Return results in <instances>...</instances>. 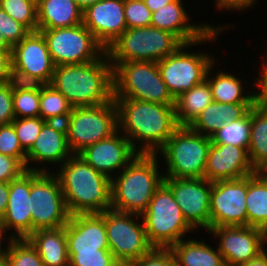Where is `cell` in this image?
<instances>
[{
    "instance_id": "7c38bea8",
    "label": "cell",
    "mask_w": 267,
    "mask_h": 266,
    "mask_svg": "<svg viewBox=\"0 0 267 266\" xmlns=\"http://www.w3.org/2000/svg\"><path fill=\"white\" fill-rule=\"evenodd\" d=\"M141 215L109 209L105 211V228L109 250L121 264L130 266L153 247L147 240Z\"/></svg>"
},
{
    "instance_id": "4fadbf2b",
    "label": "cell",
    "mask_w": 267,
    "mask_h": 266,
    "mask_svg": "<svg viewBox=\"0 0 267 266\" xmlns=\"http://www.w3.org/2000/svg\"><path fill=\"white\" fill-rule=\"evenodd\" d=\"M37 31L43 34L55 66L93 62L106 52L83 24Z\"/></svg>"
},
{
    "instance_id": "52a82bcc",
    "label": "cell",
    "mask_w": 267,
    "mask_h": 266,
    "mask_svg": "<svg viewBox=\"0 0 267 266\" xmlns=\"http://www.w3.org/2000/svg\"><path fill=\"white\" fill-rule=\"evenodd\" d=\"M182 44L176 35L153 26L127 28L106 53L110 63L158 62L174 53Z\"/></svg>"
},
{
    "instance_id": "d4e9b609",
    "label": "cell",
    "mask_w": 267,
    "mask_h": 266,
    "mask_svg": "<svg viewBox=\"0 0 267 266\" xmlns=\"http://www.w3.org/2000/svg\"><path fill=\"white\" fill-rule=\"evenodd\" d=\"M254 104L212 101L188 127L196 133L212 138L225 123L243 118Z\"/></svg>"
},
{
    "instance_id": "b9f144b4",
    "label": "cell",
    "mask_w": 267,
    "mask_h": 266,
    "mask_svg": "<svg viewBox=\"0 0 267 266\" xmlns=\"http://www.w3.org/2000/svg\"><path fill=\"white\" fill-rule=\"evenodd\" d=\"M6 84L13 92L17 91H41L46 85L39 78L14 67L12 64L8 69Z\"/></svg>"
},
{
    "instance_id": "ee69618b",
    "label": "cell",
    "mask_w": 267,
    "mask_h": 266,
    "mask_svg": "<svg viewBox=\"0 0 267 266\" xmlns=\"http://www.w3.org/2000/svg\"><path fill=\"white\" fill-rule=\"evenodd\" d=\"M130 266H180L170 248H152Z\"/></svg>"
},
{
    "instance_id": "db71d44e",
    "label": "cell",
    "mask_w": 267,
    "mask_h": 266,
    "mask_svg": "<svg viewBox=\"0 0 267 266\" xmlns=\"http://www.w3.org/2000/svg\"><path fill=\"white\" fill-rule=\"evenodd\" d=\"M82 10H85L87 7L95 4L99 0H73Z\"/></svg>"
},
{
    "instance_id": "f5cc1de1",
    "label": "cell",
    "mask_w": 267,
    "mask_h": 266,
    "mask_svg": "<svg viewBox=\"0 0 267 266\" xmlns=\"http://www.w3.org/2000/svg\"><path fill=\"white\" fill-rule=\"evenodd\" d=\"M174 0H145L146 6L150 9L151 12H155L158 9L162 8L164 5H167Z\"/></svg>"
},
{
    "instance_id": "cb8c5ba5",
    "label": "cell",
    "mask_w": 267,
    "mask_h": 266,
    "mask_svg": "<svg viewBox=\"0 0 267 266\" xmlns=\"http://www.w3.org/2000/svg\"><path fill=\"white\" fill-rule=\"evenodd\" d=\"M182 0H174L162 8L152 12L151 26L176 35L183 43H192L203 38L211 29L223 30L227 26H213L204 24H189Z\"/></svg>"
},
{
    "instance_id": "5b68a950",
    "label": "cell",
    "mask_w": 267,
    "mask_h": 266,
    "mask_svg": "<svg viewBox=\"0 0 267 266\" xmlns=\"http://www.w3.org/2000/svg\"><path fill=\"white\" fill-rule=\"evenodd\" d=\"M111 64L113 98L175 105V99L161 78L157 62L127 61Z\"/></svg>"
},
{
    "instance_id": "484cf974",
    "label": "cell",
    "mask_w": 267,
    "mask_h": 266,
    "mask_svg": "<svg viewBox=\"0 0 267 266\" xmlns=\"http://www.w3.org/2000/svg\"><path fill=\"white\" fill-rule=\"evenodd\" d=\"M37 30L68 28L83 21V10L73 0H37Z\"/></svg>"
},
{
    "instance_id": "d6a6232c",
    "label": "cell",
    "mask_w": 267,
    "mask_h": 266,
    "mask_svg": "<svg viewBox=\"0 0 267 266\" xmlns=\"http://www.w3.org/2000/svg\"><path fill=\"white\" fill-rule=\"evenodd\" d=\"M39 116L50 122L65 123L73 106L66 97L51 84H46L40 91Z\"/></svg>"
},
{
    "instance_id": "603a6c76",
    "label": "cell",
    "mask_w": 267,
    "mask_h": 266,
    "mask_svg": "<svg viewBox=\"0 0 267 266\" xmlns=\"http://www.w3.org/2000/svg\"><path fill=\"white\" fill-rule=\"evenodd\" d=\"M30 190L31 171L9 182L8 206L1 221L5 231L15 230L10 238L24 239L32 234Z\"/></svg>"
},
{
    "instance_id": "c3c4849f",
    "label": "cell",
    "mask_w": 267,
    "mask_h": 266,
    "mask_svg": "<svg viewBox=\"0 0 267 266\" xmlns=\"http://www.w3.org/2000/svg\"><path fill=\"white\" fill-rule=\"evenodd\" d=\"M216 8L219 10L227 9V10H244L251 8L257 0H215Z\"/></svg>"
},
{
    "instance_id": "83f0119b",
    "label": "cell",
    "mask_w": 267,
    "mask_h": 266,
    "mask_svg": "<svg viewBox=\"0 0 267 266\" xmlns=\"http://www.w3.org/2000/svg\"><path fill=\"white\" fill-rule=\"evenodd\" d=\"M247 226L267 233V176L261 171L247 176Z\"/></svg>"
},
{
    "instance_id": "277c9868",
    "label": "cell",
    "mask_w": 267,
    "mask_h": 266,
    "mask_svg": "<svg viewBox=\"0 0 267 266\" xmlns=\"http://www.w3.org/2000/svg\"><path fill=\"white\" fill-rule=\"evenodd\" d=\"M157 156L138 153L120 175L111 179V209L138 215L147 209L154 192L164 182Z\"/></svg>"
},
{
    "instance_id": "74e56055",
    "label": "cell",
    "mask_w": 267,
    "mask_h": 266,
    "mask_svg": "<svg viewBox=\"0 0 267 266\" xmlns=\"http://www.w3.org/2000/svg\"><path fill=\"white\" fill-rule=\"evenodd\" d=\"M45 122L40 116L35 118H15L11 122L25 152L31 148Z\"/></svg>"
},
{
    "instance_id": "2e32d148",
    "label": "cell",
    "mask_w": 267,
    "mask_h": 266,
    "mask_svg": "<svg viewBox=\"0 0 267 266\" xmlns=\"http://www.w3.org/2000/svg\"><path fill=\"white\" fill-rule=\"evenodd\" d=\"M208 231L219 239L217 248L226 266H241L266 250L267 233L257 227L220 226Z\"/></svg>"
},
{
    "instance_id": "3957f363",
    "label": "cell",
    "mask_w": 267,
    "mask_h": 266,
    "mask_svg": "<svg viewBox=\"0 0 267 266\" xmlns=\"http://www.w3.org/2000/svg\"><path fill=\"white\" fill-rule=\"evenodd\" d=\"M57 172L70 215L103 213L111 209V179L78 154L68 158Z\"/></svg>"
},
{
    "instance_id": "d590c367",
    "label": "cell",
    "mask_w": 267,
    "mask_h": 266,
    "mask_svg": "<svg viewBox=\"0 0 267 266\" xmlns=\"http://www.w3.org/2000/svg\"><path fill=\"white\" fill-rule=\"evenodd\" d=\"M0 8L31 32L37 31V0H0Z\"/></svg>"
},
{
    "instance_id": "6da1fadb",
    "label": "cell",
    "mask_w": 267,
    "mask_h": 266,
    "mask_svg": "<svg viewBox=\"0 0 267 266\" xmlns=\"http://www.w3.org/2000/svg\"><path fill=\"white\" fill-rule=\"evenodd\" d=\"M113 99L117 107L118 130L130 140L138 153L156 154L180 127L174 105L130 98Z\"/></svg>"
},
{
    "instance_id": "8992f818",
    "label": "cell",
    "mask_w": 267,
    "mask_h": 266,
    "mask_svg": "<svg viewBox=\"0 0 267 266\" xmlns=\"http://www.w3.org/2000/svg\"><path fill=\"white\" fill-rule=\"evenodd\" d=\"M148 242L153 248H171L194 230L184 218L171 190L163 183L141 214Z\"/></svg>"
},
{
    "instance_id": "f546056e",
    "label": "cell",
    "mask_w": 267,
    "mask_h": 266,
    "mask_svg": "<svg viewBox=\"0 0 267 266\" xmlns=\"http://www.w3.org/2000/svg\"><path fill=\"white\" fill-rule=\"evenodd\" d=\"M170 249L180 266H226L218 248L215 250L205 241L183 239Z\"/></svg>"
},
{
    "instance_id": "ab89813d",
    "label": "cell",
    "mask_w": 267,
    "mask_h": 266,
    "mask_svg": "<svg viewBox=\"0 0 267 266\" xmlns=\"http://www.w3.org/2000/svg\"><path fill=\"white\" fill-rule=\"evenodd\" d=\"M69 266H120L109 249H99L97 252L68 253Z\"/></svg>"
},
{
    "instance_id": "4316f807",
    "label": "cell",
    "mask_w": 267,
    "mask_h": 266,
    "mask_svg": "<svg viewBox=\"0 0 267 266\" xmlns=\"http://www.w3.org/2000/svg\"><path fill=\"white\" fill-rule=\"evenodd\" d=\"M43 266H69L65 226L34 231L28 238Z\"/></svg>"
},
{
    "instance_id": "60d3db41",
    "label": "cell",
    "mask_w": 267,
    "mask_h": 266,
    "mask_svg": "<svg viewBox=\"0 0 267 266\" xmlns=\"http://www.w3.org/2000/svg\"><path fill=\"white\" fill-rule=\"evenodd\" d=\"M127 28L151 26L152 12L142 0H124Z\"/></svg>"
},
{
    "instance_id": "1f68e13d",
    "label": "cell",
    "mask_w": 267,
    "mask_h": 266,
    "mask_svg": "<svg viewBox=\"0 0 267 266\" xmlns=\"http://www.w3.org/2000/svg\"><path fill=\"white\" fill-rule=\"evenodd\" d=\"M215 63L209 68L206 80L208 81L213 101L219 103H255L252 91L250 94L244 95L242 81L230 73L217 72L215 76H211V70Z\"/></svg>"
},
{
    "instance_id": "9c48e42d",
    "label": "cell",
    "mask_w": 267,
    "mask_h": 266,
    "mask_svg": "<svg viewBox=\"0 0 267 266\" xmlns=\"http://www.w3.org/2000/svg\"><path fill=\"white\" fill-rule=\"evenodd\" d=\"M212 139L180 126L156 152L165 158L164 177L204 178V169Z\"/></svg>"
},
{
    "instance_id": "4dcf8cb0",
    "label": "cell",
    "mask_w": 267,
    "mask_h": 266,
    "mask_svg": "<svg viewBox=\"0 0 267 266\" xmlns=\"http://www.w3.org/2000/svg\"><path fill=\"white\" fill-rule=\"evenodd\" d=\"M248 155L256 171L267 166V105L255 103L251 107Z\"/></svg>"
},
{
    "instance_id": "680465c9",
    "label": "cell",
    "mask_w": 267,
    "mask_h": 266,
    "mask_svg": "<svg viewBox=\"0 0 267 266\" xmlns=\"http://www.w3.org/2000/svg\"><path fill=\"white\" fill-rule=\"evenodd\" d=\"M265 176H267V166L261 171Z\"/></svg>"
},
{
    "instance_id": "6f0895ef",
    "label": "cell",
    "mask_w": 267,
    "mask_h": 266,
    "mask_svg": "<svg viewBox=\"0 0 267 266\" xmlns=\"http://www.w3.org/2000/svg\"><path fill=\"white\" fill-rule=\"evenodd\" d=\"M0 266H9V264L6 260V257L4 255L0 256Z\"/></svg>"
},
{
    "instance_id": "f35d334b",
    "label": "cell",
    "mask_w": 267,
    "mask_h": 266,
    "mask_svg": "<svg viewBox=\"0 0 267 266\" xmlns=\"http://www.w3.org/2000/svg\"><path fill=\"white\" fill-rule=\"evenodd\" d=\"M0 153L18 159L26 168V152L12 123L0 126Z\"/></svg>"
},
{
    "instance_id": "836d02e7",
    "label": "cell",
    "mask_w": 267,
    "mask_h": 266,
    "mask_svg": "<svg viewBox=\"0 0 267 266\" xmlns=\"http://www.w3.org/2000/svg\"><path fill=\"white\" fill-rule=\"evenodd\" d=\"M250 126L251 108L243 118L229 121L219 128V130L211 138L212 142L248 148Z\"/></svg>"
},
{
    "instance_id": "e0dca14e",
    "label": "cell",
    "mask_w": 267,
    "mask_h": 266,
    "mask_svg": "<svg viewBox=\"0 0 267 266\" xmlns=\"http://www.w3.org/2000/svg\"><path fill=\"white\" fill-rule=\"evenodd\" d=\"M119 133L117 130L110 137L89 145L78 153L86 163L110 179L113 178L112 172L123 170L138 154L130 140Z\"/></svg>"
},
{
    "instance_id": "ffe728a7",
    "label": "cell",
    "mask_w": 267,
    "mask_h": 266,
    "mask_svg": "<svg viewBox=\"0 0 267 266\" xmlns=\"http://www.w3.org/2000/svg\"><path fill=\"white\" fill-rule=\"evenodd\" d=\"M11 64L26 73L50 84L55 64L49 53L47 42L39 31L30 32L12 47Z\"/></svg>"
},
{
    "instance_id": "8d00e7d4",
    "label": "cell",
    "mask_w": 267,
    "mask_h": 266,
    "mask_svg": "<svg viewBox=\"0 0 267 266\" xmlns=\"http://www.w3.org/2000/svg\"><path fill=\"white\" fill-rule=\"evenodd\" d=\"M40 91L13 92L15 118H35L40 112Z\"/></svg>"
},
{
    "instance_id": "681fc988",
    "label": "cell",
    "mask_w": 267,
    "mask_h": 266,
    "mask_svg": "<svg viewBox=\"0 0 267 266\" xmlns=\"http://www.w3.org/2000/svg\"><path fill=\"white\" fill-rule=\"evenodd\" d=\"M10 65L11 51H0V84L6 83Z\"/></svg>"
},
{
    "instance_id": "5bb4252c",
    "label": "cell",
    "mask_w": 267,
    "mask_h": 266,
    "mask_svg": "<svg viewBox=\"0 0 267 266\" xmlns=\"http://www.w3.org/2000/svg\"><path fill=\"white\" fill-rule=\"evenodd\" d=\"M247 176L212 182L210 228L247 226Z\"/></svg>"
},
{
    "instance_id": "ac0fdd59",
    "label": "cell",
    "mask_w": 267,
    "mask_h": 266,
    "mask_svg": "<svg viewBox=\"0 0 267 266\" xmlns=\"http://www.w3.org/2000/svg\"><path fill=\"white\" fill-rule=\"evenodd\" d=\"M82 24L107 50L127 29L124 0H99L83 10Z\"/></svg>"
},
{
    "instance_id": "7bdbcfd3",
    "label": "cell",
    "mask_w": 267,
    "mask_h": 266,
    "mask_svg": "<svg viewBox=\"0 0 267 266\" xmlns=\"http://www.w3.org/2000/svg\"><path fill=\"white\" fill-rule=\"evenodd\" d=\"M0 32L7 43L13 47L31 31L0 8Z\"/></svg>"
},
{
    "instance_id": "30bf717a",
    "label": "cell",
    "mask_w": 267,
    "mask_h": 266,
    "mask_svg": "<svg viewBox=\"0 0 267 266\" xmlns=\"http://www.w3.org/2000/svg\"><path fill=\"white\" fill-rule=\"evenodd\" d=\"M65 126L68 146L73 154L110 137L118 130L114 99L97 106L73 107Z\"/></svg>"
},
{
    "instance_id": "7dc6e473",
    "label": "cell",
    "mask_w": 267,
    "mask_h": 266,
    "mask_svg": "<svg viewBox=\"0 0 267 266\" xmlns=\"http://www.w3.org/2000/svg\"><path fill=\"white\" fill-rule=\"evenodd\" d=\"M260 75L261 78H255V83H252L254 87L257 86L256 88L260 89L257 90L258 92H253L254 101L259 105H267V61L265 62Z\"/></svg>"
},
{
    "instance_id": "11a10c76",
    "label": "cell",
    "mask_w": 267,
    "mask_h": 266,
    "mask_svg": "<svg viewBox=\"0 0 267 266\" xmlns=\"http://www.w3.org/2000/svg\"><path fill=\"white\" fill-rule=\"evenodd\" d=\"M0 51H12V47L7 43L3 34L0 32Z\"/></svg>"
},
{
    "instance_id": "44dd1931",
    "label": "cell",
    "mask_w": 267,
    "mask_h": 266,
    "mask_svg": "<svg viewBox=\"0 0 267 266\" xmlns=\"http://www.w3.org/2000/svg\"><path fill=\"white\" fill-rule=\"evenodd\" d=\"M68 253L97 252L109 249L103 213L70 215L65 225Z\"/></svg>"
},
{
    "instance_id": "d6986e66",
    "label": "cell",
    "mask_w": 267,
    "mask_h": 266,
    "mask_svg": "<svg viewBox=\"0 0 267 266\" xmlns=\"http://www.w3.org/2000/svg\"><path fill=\"white\" fill-rule=\"evenodd\" d=\"M256 172L248 148L211 143L204 169V178L210 182L240 179Z\"/></svg>"
},
{
    "instance_id": "9a60e30c",
    "label": "cell",
    "mask_w": 267,
    "mask_h": 266,
    "mask_svg": "<svg viewBox=\"0 0 267 266\" xmlns=\"http://www.w3.org/2000/svg\"><path fill=\"white\" fill-rule=\"evenodd\" d=\"M172 192L184 218L195 230L210 229V193L212 182L206 178H169L163 182Z\"/></svg>"
},
{
    "instance_id": "7a4b0ae2",
    "label": "cell",
    "mask_w": 267,
    "mask_h": 266,
    "mask_svg": "<svg viewBox=\"0 0 267 266\" xmlns=\"http://www.w3.org/2000/svg\"><path fill=\"white\" fill-rule=\"evenodd\" d=\"M50 84L73 107L102 105L113 99V67L105 52L93 62L56 66Z\"/></svg>"
},
{
    "instance_id": "bcb514c9",
    "label": "cell",
    "mask_w": 267,
    "mask_h": 266,
    "mask_svg": "<svg viewBox=\"0 0 267 266\" xmlns=\"http://www.w3.org/2000/svg\"><path fill=\"white\" fill-rule=\"evenodd\" d=\"M14 119L13 91L6 83L0 84V126L10 124Z\"/></svg>"
},
{
    "instance_id": "f6af8a7d",
    "label": "cell",
    "mask_w": 267,
    "mask_h": 266,
    "mask_svg": "<svg viewBox=\"0 0 267 266\" xmlns=\"http://www.w3.org/2000/svg\"><path fill=\"white\" fill-rule=\"evenodd\" d=\"M25 171V166L18 159L0 153V182L15 180Z\"/></svg>"
},
{
    "instance_id": "ba28073f",
    "label": "cell",
    "mask_w": 267,
    "mask_h": 266,
    "mask_svg": "<svg viewBox=\"0 0 267 266\" xmlns=\"http://www.w3.org/2000/svg\"><path fill=\"white\" fill-rule=\"evenodd\" d=\"M220 31L223 30L211 29L203 38L192 43H183L174 53L157 62L161 78L174 99L202 83L206 79L209 68L215 63V59L207 53H194V51L192 53L185 48L204 41L205 43L214 42Z\"/></svg>"
},
{
    "instance_id": "7402d4cb",
    "label": "cell",
    "mask_w": 267,
    "mask_h": 266,
    "mask_svg": "<svg viewBox=\"0 0 267 266\" xmlns=\"http://www.w3.org/2000/svg\"><path fill=\"white\" fill-rule=\"evenodd\" d=\"M73 153L67 142L65 123L46 121L31 148L26 152V170L49 172V169L31 167L29 163H61L62 165ZM31 161V162H30Z\"/></svg>"
},
{
    "instance_id": "816d5d0a",
    "label": "cell",
    "mask_w": 267,
    "mask_h": 266,
    "mask_svg": "<svg viewBox=\"0 0 267 266\" xmlns=\"http://www.w3.org/2000/svg\"><path fill=\"white\" fill-rule=\"evenodd\" d=\"M241 266H267V250H264L256 258L251 259Z\"/></svg>"
},
{
    "instance_id": "f1b7e54d",
    "label": "cell",
    "mask_w": 267,
    "mask_h": 266,
    "mask_svg": "<svg viewBox=\"0 0 267 266\" xmlns=\"http://www.w3.org/2000/svg\"><path fill=\"white\" fill-rule=\"evenodd\" d=\"M212 101L211 87L206 79L181 93L174 105L177 124L189 126Z\"/></svg>"
},
{
    "instance_id": "8fae6325",
    "label": "cell",
    "mask_w": 267,
    "mask_h": 266,
    "mask_svg": "<svg viewBox=\"0 0 267 266\" xmlns=\"http://www.w3.org/2000/svg\"><path fill=\"white\" fill-rule=\"evenodd\" d=\"M32 233L65 226L70 218L60 181L54 172L31 171Z\"/></svg>"
},
{
    "instance_id": "9f6ffc18",
    "label": "cell",
    "mask_w": 267,
    "mask_h": 266,
    "mask_svg": "<svg viewBox=\"0 0 267 266\" xmlns=\"http://www.w3.org/2000/svg\"><path fill=\"white\" fill-rule=\"evenodd\" d=\"M5 229H4V226L2 224V221L0 220V256H3L6 252V249L4 250L3 247L1 248L2 246V239L4 240L3 236H4V233H5Z\"/></svg>"
},
{
    "instance_id": "f907efd6",
    "label": "cell",
    "mask_w": 267,
    "mask_h": 266,
    "mask_svg": "<svg viewBox=\"0 0 267 266\" xmlns=\"http://www.w3.org/2000/svg\"><path fill=\"white\" fill-rule=\"evenodd\" d=\"M9 182H0V220L5 215L8 206Z\"/></svg>"
},
{
    "instance_id": "e575fe53",
    "label": "cell",
    "mask_w": 267,
    "mask_h": 266,
    "mask_svg": "<svg viewBox=\"0 0 267 266\" xmlns=\"http://www.w3.org/2000/svg\"><path fill=\"white\" fill-rule=\"evenodd\" d=\"M8 246L4 256L9 266H43V262L27 238L15 239L8 237Z\"/></svg>"
}]
</instances>
